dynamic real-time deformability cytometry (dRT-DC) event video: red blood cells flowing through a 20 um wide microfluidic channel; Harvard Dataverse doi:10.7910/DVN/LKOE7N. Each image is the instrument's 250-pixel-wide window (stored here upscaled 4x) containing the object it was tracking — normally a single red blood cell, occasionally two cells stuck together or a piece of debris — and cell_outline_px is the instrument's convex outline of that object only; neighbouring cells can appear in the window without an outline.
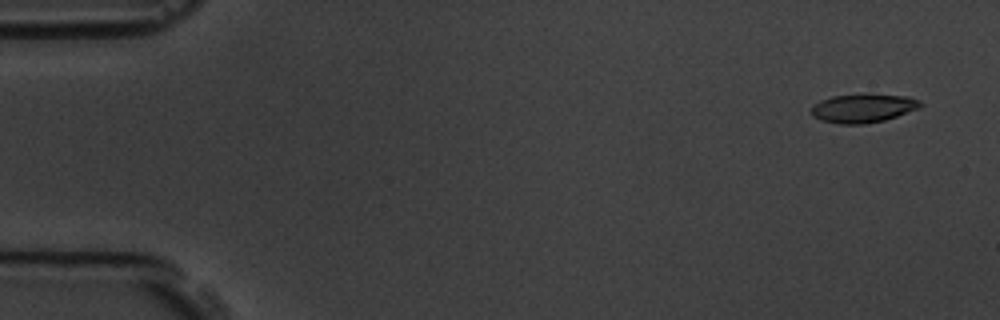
{"species": "common noctule bat (a hibernating species)", "species_latin": "Nyctalus noctula", "temperature_condition": "room temperature", "stored_images_in_passage": 6, "camera_frame_rate_fps": 3000, "um_per_image_px": 0.085, "animal": {"sex": "male", "body_mass_g": 19.5, "forearm_length_mm": 54.6}, "frame": {"image": 1, "passage_image": 1, "time_ms": 0.0, "image_size_px": [1000, 320], "cell_outline_px": [[924, 104], [920, 108], [884, 120], [864, 124], [840, 124], [820, 120], [812, 116], [812, 108], [820, 100], [832, 96], [868, 92], [908, 96]], "centroid_in_image_um": [73.38, 9.17], "position_along_channel_um": 11.6, "area_um2": 18.61}}
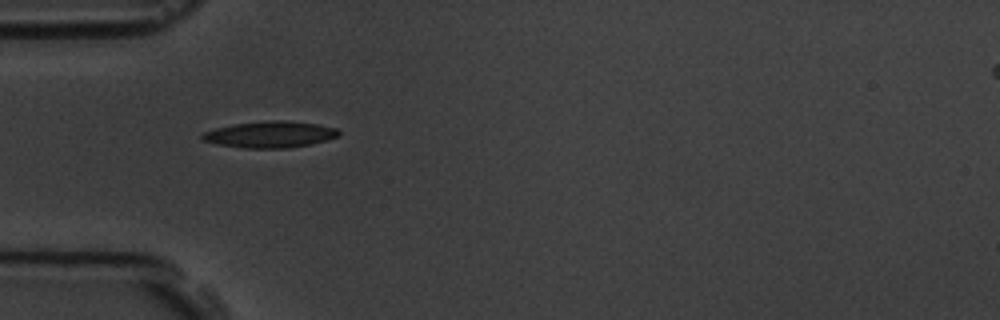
{"frame": {"image": 2, "passage_image": 5, "time_ms": 4.667, "image_size_px": [1000, 320], "cell_outline_px": [[340, 136], [312, 144], [288, 148], [244, 148], [216, 144], [204, 140], [200, 136], [204, 132], [216, 128], [232, 124], [272, 120], [284, 120], [316, 124], [336, 128], [340, 132]], "centroid_in_image_um": [22.97, 11.43], "position_along_channel_um": 62.0, "area_um2": 20.98}}
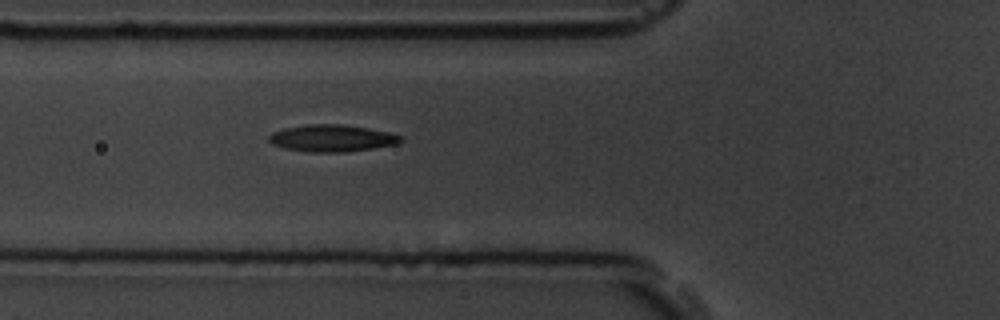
{"frame": {"image": 3, "passage_image": 6, "time_ms": 5.667, "image_size_px": [1000, 320], "cell_outline_px": [[404, 140], [396, 144], [372, 148], [344, 152], [308, 152], [284, 148], [272, 144], [268, 140], [268, 136], [272, 132], [284, 128], [308, 124], [340, 124], [368, 128], [388, 132], [404, 136]], "centroid_in_image_um": [28.21, 11.74], "position_along_channel_um": 97.6, "area_um2": 20.75}}